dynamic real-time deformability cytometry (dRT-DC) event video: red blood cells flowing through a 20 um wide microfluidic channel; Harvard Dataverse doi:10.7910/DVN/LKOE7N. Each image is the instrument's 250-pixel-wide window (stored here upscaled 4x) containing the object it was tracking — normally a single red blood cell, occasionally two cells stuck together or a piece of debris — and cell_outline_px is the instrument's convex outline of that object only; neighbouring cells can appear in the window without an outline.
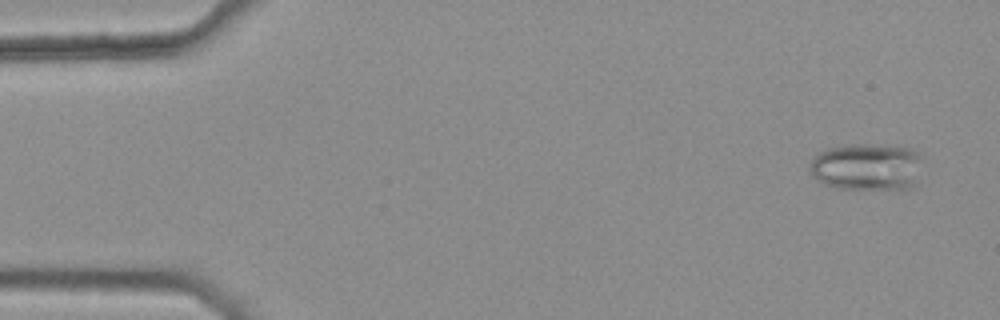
{"species": "common noctule bat (a hibernating species)", "species_latin": "Nyctalus noctula", "temperature_condition": "warm", "stored_images_in_passage": 46, "camera_frame_rate_fps": 3000, "um_per_image_px": 0.085, "animal": {"sex": "female", "body_mass_g": 25.1}, "frame": {"image": 1, "passage_image": 3, "time_ms": 0.667, "image_size_px": [1000, 320], "cell_outline_px": [[920, 156], [912, 188], [840, 188], [828, 184], [812, 176], [808, 168], [812, 160], [820, 152], [828, 148], [844, 144], [884, 144], [912, 148]], "centroid_in_image_um": [73.63, 14.13], "position_along_channel_um": 11.4, "area_um2": 30.4}}
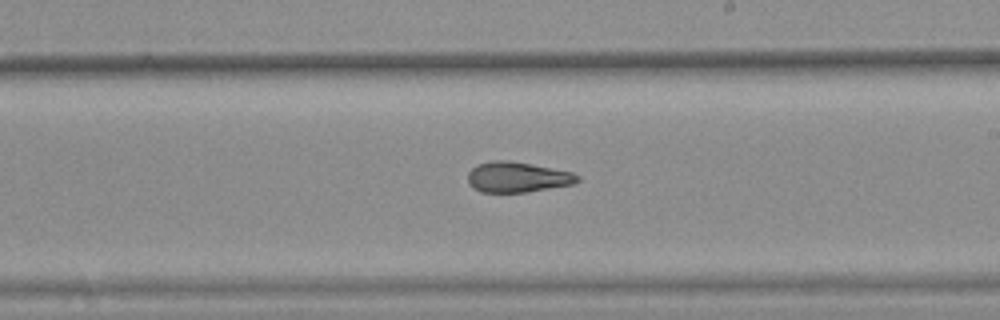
{"frame": {"image": 2, "passage_image": 31, "time_ms": 10.0, "image_size_px": [1000, 320], "cell_outline_px": [[580, 180], [572, 184], [528, 192], [480, 192], [472, 188], [468, 180], [468, 172], [476, 164], [492, 160], [508, 160], [572, 172], [580, 176]], "centroid_in_image_um": [43.94, 15.05], "position_along_channel_um": 245.1, "area_um2": 19.42}}
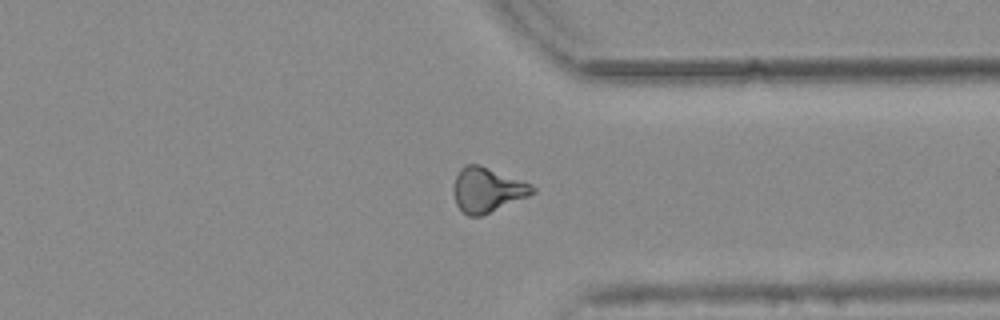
{"frame": {"image": 3, "passage_image": 41, "time_ms": 13.333, "image_size_px": [1000, 320], "cell_outline_px": [[536, 192], [528, 196], [480, 216], [468, 216], [456, 204], [452, 192], [452, 188], [456, 176], [460, 168], [464, 164], [480, 164], [532, 184], [536, 188]], "centroid_in_image_um": [41.39, 16.11], "position_along_channel_um": 370.0, "area_um2": 20.58}, "authors_computed_cell_mechanics": {"area_um2": 20.2589, "velocity_mm_per_s": 3.7907, "shape_relaxation_time_tau1_ms": null, "shape_relaxation_time_tau2_ms": 2.2085, "deformation_change_tau1": null, "deformation_change_tau2": 0.0898}}